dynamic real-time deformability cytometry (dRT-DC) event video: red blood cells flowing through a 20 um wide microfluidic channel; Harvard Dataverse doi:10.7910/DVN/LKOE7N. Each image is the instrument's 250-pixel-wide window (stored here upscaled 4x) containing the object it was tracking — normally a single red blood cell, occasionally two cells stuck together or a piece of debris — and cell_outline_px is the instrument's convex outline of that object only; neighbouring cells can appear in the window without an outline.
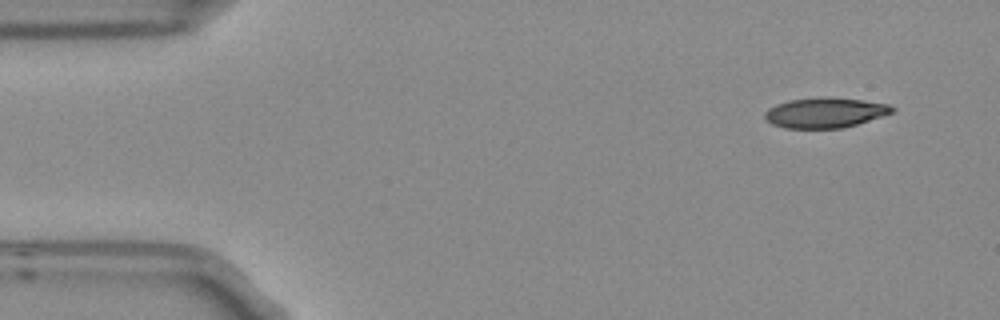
{"species": "Egyptian fruit bat (a non-hibernating species)", "species_latin": "Rousettus aegyptiacus", "temperature_condition": "room temperature", "stored_images_in_passage": 4, "camera_frame_rate_fps": 3000, "um_per_image_px": 0.085, "frame": {"image": 1, "passage_image": 1, "time_ms": 0.0, "image_size_px": [1000, 320], "cell_outline_px": [[896, 108], [892, 112], [844, 128], [784, 128], [772, 124], [764, 120], [764, 112], [768, 108], [776, 104], [788, 100], [864, 100], [888, 104]], "centroid_in_image_um": [70.07, 9.63], "position_along_channel_um": 14.9, "area_um2": 21.39}}
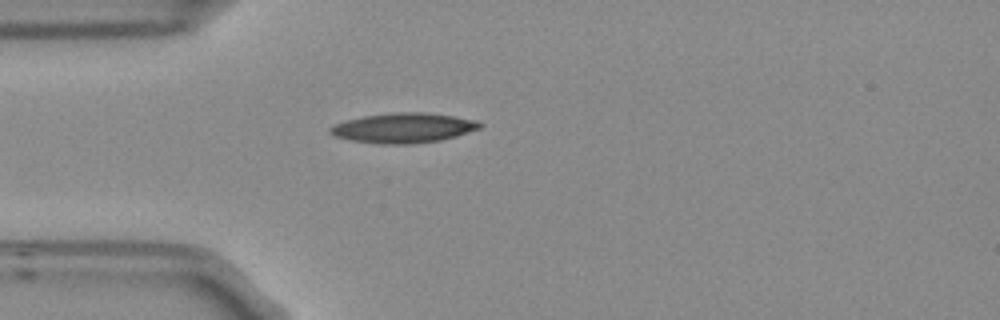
{"frame": {"image": 2, "passage_image": 4, "time_ms": 1.0, "image_size_px": [1000, 320], "cell_outline_px": [[484, 124], [480, 128], [456, 136], [440, 140], [412, 144], [376, 144], [348, 140], [336, 136], [328, 132], [328, 128], [332, 124], [364, 116], [392, 112], [424, 112], [452, 116], [476, 120]], "centroid_in_image_um": [34.26, 10.88], "position_along_channel_um": 50.7, "area_um2": 26.18}}